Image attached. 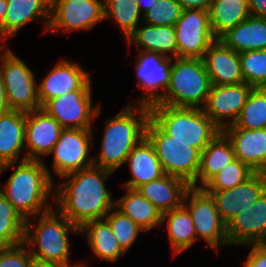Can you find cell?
<instances>
[{
  "label": "cell",
  "instance_id": "6da1fadb",
  "mask_svg": "<svg viewBox=\"0 0 266 267\" xmlns=\"http://www.w3.org/2000/svg\"><path fill=\"white\" fill-rule=\"evenodd\" d=\"M111 174L93 165L61 177L63 183L55 185L53 196L56 209L79 228L89 221L104 219L115 206L104 184Z\"/></svg>",
  "mask_w": 266,
  "mask_h": 267
},
{
  "label": "cell",
  "instance_id": "7a4b0ae2",
  "mask_svg": "<svg viewBox=\"0 0 266 267\" xmlns=\"http://www.w3.org/2000/svg\"><path fill=\"white\" fill-rule=\"evenodd\" d=\"M18 163L0 165V175L8 168L14 169L0 191L25 220L36 218L53 208L46 204L55 187L52 173L44 161L25 160Z\"/></svg>",
  "mask_w": 266,
  "mask_h": 267
},
{
  "label": "cell",
  "instance_id": "3957f363",
  "mask_svg": "<svg viewBox=\"0 0 266 267\" xmlns=\"http://www.w3.org/2000/svg\"><path fill=\"white\" fill-rule=\"evenodd\" d=\"M133 99L116 116L105 121V130L98 157L93 164L114 172L125 164L132 149L146 137L150 118L149 106L136 104Z\"/></svg>",
  "mask_w": 266,
  "mask_h": 267
},
{
  "label": "cell",
  "instance_id": "277c9868",
  "mask_svg": "<svg viewBox=\"0 0 266 267\" xmlns=\"http://www.w3.org/2000/svg\"><path fill=\"white\" fill-rule=\"evenodd\" d=\"M36 217H39L36 224L33 225L32 218H28L24 227L23 243L30 248L32 257L41 261L68 264V233L80 234V228L72 224L55 207Z\"/></svg>",
  "mask_w": 266,
  "mask_h": 267
},
{
  "label": "cell",
  "instance_id": "5b68a950",
  "mask_svg": "<svg viewBox=\"0 0 266 267\" xmlns=\"http://www.w3.org/2000/svg\"><path fill=\"white\" fill-rule=\"evenodd\" d=\"M149 110L150 118L167 135L201 152L221 132L202 108L153 104Z\"/></svg>",
  "mask_w": 266,
  "mask_h": 267
},
{
  "label": "cell",
  "instance_id": "8992f818",
  "mask_svg": "<svg viewBox=\"0 0 266 267\" xmlns=\"http://www.w3.org/2000/svg\"><path fill=\"white\" fill-rule=\"evenodd\" d=\"M212 83L200 58H175L170 84L156 104L172 107L203 108Z\"/></svg>",
  "mask_w": 266,
  "mask_h": 267
},
{
  "label": "cell",
  "instance_id": "52a82bcc",
  "mask_svg": "<svg viewBox=\"0 0 266 267\" xmlns=\"http://www.w3.org/2000/svg\"><path fill=\"white\" fill-rule=\"evenodd\" d=\"M146 137L154 145L165 174L179 177L189 185L196 180L201 157V151L198 148L174 140L151 118L146 125Z\"/></svg>",
  "mask_w": 266,
  "mask_h": 267
},
{
  "label": "cell",
  "instance_id": "ba28073f",
  "mask_svg": "<svg viewBox=\"0 0 266 267\" xmlns=\"http://www.w3.org/2000/svg\"><path fill=\"white\" fill-rule=\"evenodd\" d=\"M6 49L0 51V75L10 109L27 113L41 108L34 72L10 48Z\"/></svg>",
  "mask_w": 266,
  "mask_h": 267
},
{
  "label": "cell",
  "instance_id": "9c48e42d",
  "mask_svg": "<svg viewBox=\"0 0 266 267\" xmlns=\"http://www.w3.org/2000/svg\"><path fill=\"white\" fill-rule=\"evenodd\" d=\"M190 212L197 240L202 238L217 252L221 246L229 245L226 223L221 219L211 195L203 188L190 187L183 200Z\"/></svg>",
  "mask_w": 266,
  "mask_h": 267
},
{
  "label": "cell",
  "instance_id": "30bf717a",
  "mask_svg": "<svg viewBox=\"0 0 266 267\" xmlns=\"http://www.w3.org/2000/svg\"><path fill=\"white\" fill-rule=\"evenodd\" d=\"M102 20L104 0H51L48 31L90 30Z\"/></svg>",
  "mask_w": 266,
  "mask_h": 267
},
{
  "label": "cell",
  "instance_id": "8fae6325",
  "mask_svg": "<svg viewBox=\"0 0 266 267\" xmlns=\"http://www.w3.org/2000/svg\"><path fill=\"white\" fill-rule=\"evenodd\" d=\"M178 58H200L217 39L210 27L209 11L184 9L174 26Z\"/></svg>",
  "mask_w": 266,
  "mask_h": 267
},
{
  "label": "cell",
  "instance_id": "7c38bea8",
  "mask_svg": "<svg viewBox=\"0 0 266 267\" xmlns=\"http://www.w3.org/2000/svg\"><path fill=\"white\" fill-rule=\"evenodd\" d=\"M91 90H77L47 101L41 108L63 129L92 130V120L100 113V105L92 106Z\"/></svg>",
  "mask_w": 266,
  "mask_h": 267
},
{
  "label": "cell",
  "instance_id": "4fadbf2b",
  "mask_svg": "<svg viewBox=\"0 0 266 267\" xmlns=\"http://www.w3.org/2000/svg\"><path fill=\"white\" fill-rule=\"evenodd\" d=\"M92 130L63 129L59 140L50 154L53 157V171L60 178L93 166V157L89 154L90 144L93 146Z\"/></svg>",
  "mask_w": 266,
  "mask_h": 267
},
{
  "label": "cell",
  "instance_id": "5bb4252c",
  "mask_svg": "<svg viewBox=\"0 0 266 267\" xmlns=\"http://www.w3.org/2000/svg\"><path fill=\"white\" fill-rule=\"evenodd\" d=\"M253 88L245 82L233 85H212L202 109L222 131L236 122Z\"/></svg>",
  "mask_w": 266,
  "mask_h": 267
},
{
  "label": "cell",
  "instance_id": "9a60e30c",
  "mask_svg": "<svg viewBox=\"0 0 266 267\" xmlns=\"http://www.w3.org/2000/svg\"><path fill=\"white\" fill-rule=\"evenodd\" d=\"M138 60L136 62V74L138 87L145 89L137 104L151 106L162 98L164 89L166 92L170 84L172 57L150 51L138 50Z\"/></svg>",
  "mask_w": 266,
  "mask_h": 267
},
{
  "label": "cell",
  "instance_id": "2e32d148",
  "mask_svg": "<svg viewBox=\"0 0 266 267\" xmlns=\"http://www.w3.org/2000/svg\"><path fill=\"white\" fill-rule=\"evenodd\" d=\"M63 127L42 108L26 113L25 150L20 160L43 161L59 140Z\"/></svg>",
  "mask_w": 266,
  "mask_h": 267
},
{
  "label": "cell",
  "instance_id": "e0dca14e",
  "mask_svg": "<svg viewBox=\"0 0 266 267\" xmlns=\"http://www.w3.org/2000/svg\"><path fill=\"white\" fill-rule=\"evenodd\" d=\"M90 76L79 63L60 60L37 86L40 106L72 91L91 90Z\"/></svg>",
  "mask_w": 266,
  "mask_h": 267
},
{
  "label": "cell",
  "instance_id": "ac0fdd59",
  "mask_svg": "<svg viewBox=\"0 0 266 267\" xmlns=\"http://www.w3.org/2000/svg\"><path fill=\"white\" fill-rule=\"evenodd\" d=\"M229 245L266 243V191L226 224Z\"/></svg>",
  "mask_w": 266,
  "mask_h": 267
},
{
  "label": "cell",
  "instance_id": "d6986e66",
  "mask_svg": "<svg viewBox=\"0 0 266 267\" xmlns=\"http://www.w3.org/2000/svg\"><path fill=\"white\" fill-rule=\"evenodd\" d=\"M266 191V173L255 172L245 182L223 191H206L213 198L221 219L231 218L249 207Z\"/></svg>",
  "mask_w": 266,
  "mask_h": 267
},
{
  "label": "cell",
  "instance_id": "ffe728a7",
  "mask_svg": "<svg viewBox=\"0 0 266 267\" xmlns=\"http://www.w3.org/2000/svg\"><path fill=\"white\" fill-rule=\"evenodd\" d=\"M222 132L231 141L237 159L255 172L266 173V128L250 130L232 124Z\"/></svg>",
  "mask_w": 266,
  "mask_h": 267
},
{
  "label": "cell",
  "instance_id": "44dd1931",
  "mask_svg": "<svg viewBox=\"0 0 266 267\" xmlns=\"http://www.w3.org/2000/svg\"><path fill=\"white\" fill-rule=\"evenodd\" d=\"M212 85L243 83L239 53L216 39L202 58Z\"/></svg>",
  "mask_w": 266,
  "mask_h": 267
},
{
  "label": "cell",
  "instance_id": "7402d4cb",
  "mask_svg": "<svg viewBox=\"0 0 266 267\" xmlns=\"http://www.w3.org/2000/svg\"><path fill=\"white\" fill-rule=\"evenodd\" d=\"M51 0H7V12L3 23V43L31 21L43 20L48 31ZM6 40V41H5Z\"/></svg>",
  "mask_w": 266,
  "mask_h": 267
},
{
  "label": "cell",
  "instance_id": "603a6c76",
  "mask_svg": "<svg viewBox=\"0 0 266 267\" xmlns=\"http://www.w3.org/2000/svg\"><path fill=\"white\" fill-rule=\"evenodd\" d=\"M190 187L185 180L165 174L159 179L139 186L136 190L163 214L181 207Z\"/></svg>",
  "mask_w": 266,
  "mask_h": 267
},
{
  "label": "cell",
  "instance_id": "cb8c5ba5",
  "mask_svg": "<svg viewBox=\"0 0 266 267\" xmlns=\"http://www.w3.org/2000/svg\"><path fill=\"white\" fill-rule=\"evenodd\" d=\"M125 163H129L132 179L123 183V188L136 189L165 175L154 145L147 137L132 149Z\"/></svg>",
  "mask_w": 266,
  "mask_h": 267
},
{
  "label": "cell",
  "instance_id": "d4e9b609",
  "mask_svg": "<svg viewBox=\"0 0 266 267\" xmlns=\"http://www.w3.org/2000/svg\"><path fill=\"white\" fill-rule=\"evenodd\" d=\"M26 112L9 110L0 115V165L18 163L25 148Z\"/></svg>",
  "mask_w": 266,
  "mask_h": 267
},
{
  "label": "cell",
  "instance_id": "484cf974",
  "mask_svg": "<svg viewBox=\"0 0 266 267\" xmlns=\"http://www.w3.org/2000/svg\"><path fill=\"white\" fill-rule=\"evenodd\" d=\"M218 39L238 53L266 49V18L250 15Z\"/></svg>",
  "mask_w": 266,
  "mask_h": 267
},
{
  "label": "cell",
  "instance_id": "4316f807",
  "mask_svg": "<svg viewBox=\"0 0 266 267\" xmlns=\"http://www.w3.org/2000/svg\"><path fill=\"white\" fill-rule=\"evenodd\" d=\"M235 159L231 141L221 131L201 152L198 175L190 186L203 188L222 168ZM197 182H200L199 185Z\"/></svg>",
  "mask_w": 266,
  "mask_h": 267
},
{
  "label": "cell",
  "instance_id": "83f0119b",
  "mask_svg": "<svg viewBox=\"0 0 266 267\" xmlns=\"http://www.w3.org/2000/svg\"><path fill=\"white\" fill-rule=\"evenodd\" d=\"M134 32L127 38V45L135 43L137 50L150 51L166 57H178V46L174 26H156L140 23Z\"/></svg>",
  "mask_w": 266,
  "mask_h": 267
},
{
  "label": "cell",
  "instance_id": "f1b7e54d",
  "mask_svg": "<svg viewBox=\"0 0 266 267\" xmlns=\"http://www.w3.org/2000/svg\"><path fill=\"white\" fill-rule=\"evenodd\" d=\"M82 236L87 237L88 244L97 258L108 262H116L126 252L112 233L105 219L92 220L80 228Z\"/></svg>",
  "mask_w": 266,
  "mask_h": 267
},
{
  "label": "cell",
  "instance_id": "f546056e",
  "mask_svg": "<svg viewBox=\"0 0 266 267\" xmlns=\"http://www.w3.org/2000/svg\"><path fill=\"white\" fill-rule=\"evenodd\" d=\"M161 224L167 226L168 240L174 255L189 249L197 240L192 216L184 205L164 212Z\"/></svg>",
  "mask_w": 266,
  "mask_h": 267
},
{
  "label": "cell",
  "instance_id": "4dcf8cb0",
  "mask_svg": "<svg viewBox=\"0 0 266 267\" xmlns=\"http://www.w3.org/2000/svg\"><path fill=\"white\" fill-rule=\"evenodd\" d=\"M124 189L127 193L116 200L115 207L145 231L160 227L162 213L136 189Z\"/></svg>",
  "mask_w": 266,
  "mask_h": 267
},
{
  "label": "cell",
  "instance_id": "1f68e13d",
  "mask_svg": "<svg viewBox=\"0 0 266 267\" xmlns=\"http://www.w3.org/2000/svg\"><path fill=\"white\" fill-rule=\"evenodd\" d=\"M247 0H213L209 9L210 27L218 39L227 30L240 24L250 16Z\"/></svg>",
  "mask_w": 266,
  "mask_h": 267
},
{
  "label": "cell",
  "instance_id": "d6a6232c",
  "mask_svg": "<svg viewBox=\"0 0 266 267\" xmlns=\"http://www.w3.org/2000/svg\"><path fill=\"white\" fill-rule=\"evenodd\" d=\"M140 12L137 0H104L105 19H114L127 39L139 26ZM139 22V23H138Z\"/></svg>",
  "mask_w": 266,
  "mask_h": 267
},
{
  "label": "cell",
  "instance_id": "836d02e7",
  "mask_svg": "<svg viewBox=\"0 0 266 267\" xmlns=\"http://www.w3.org/2000/svg\"><path fill=\"white\" fill-rule=\"evenodd\" d=\"M26 220L0 191V241L5 246L23 243Z\"/></svg>",
  "mask_w": 266,
  "mask_h": 267
},
{
  "label": "cell",
  "instance_id": "e575fe53",
  "mask_svg": "<svg viewBox=\"0 0 266 267\" xmlns=\"http://www.w3.org/2000/svg\"><path fill=\"white\" fill-rule=\"evenodd\" d=\"M238 128L263 129L266 128V89L253 88L246 104L234 123Z\"/></svg>",
  "mask_w": 266,
  "mask_h": 267
},
{
  "label": "cell",
  "instance_id": "d590c367",
  "mask_svg": "<svg viewBox=\"0 0 266 267\" xmlns=\"http://www.w3.org/2000/svg\"><path fill=\"white\" fill-rule=\"evenodd\" d=\"M255 173L239 159L222 168L204 187L205 191H223L245 182Z\"/></svg>",
  "mask_w": 266,
  "mask_h": 267
},
{
  "label": "cell",
  "instance_id": "8d00e7d4",
  "mask_svg": "<svg viewBox=\"0 0 266 267\" xmlns=\"http://www.w3.org/2000/svg\"><path fill=\"white\" fill-rule=\"evenodd\" d=\"M244 82L254 88L266 87V49L239 53Z\"/></svg>",
  "mask_w": 266,
  "mask_h": 267
},
{
  "label": "cell",
  "instance_id": "74e56055",
  "mask_svg": "<svg viewBox=\"0 0 266 267\" xmlns=\"http://www.w3.org/2000/svg\"><path fill=\"white\" fill-rule=\"evenodd\" d=\"M104 219L111 227L112 233L119 242L121 248L128 252L130 247L136 241L138 234L145 232L131 218L124 215L115 206L106 214Z\"/></svg>",
  "mask_w": 266,
  "mask_h": 267
},
{
  "label": "cell",
  "instance_id": "f35d334b",
  "mask_svg": "<svg viewBox=\"0 0 266 267\" xmlns=\"http://www.w3.org/2000/svg\"><path fill=\"white\" fill-rule=\"evenodd\" d=\"M183 9L177 0H156L142 15V23L156 26H175Z\"/></svg>",
  "mask_w": 266,
  "mask_h": 267
},
{
  "label": "cell",
  "instance_id": "ab89813d",
  "mask_svg": "<svg viewBox=\"0 0 266 267\" xmlns=\"http://www.w3.org/2000/svg\"><path fill=\"white\" fill-rule=\"evenodd\" d=\"M24 243L0 250V267H31L32 255Z\"/></svg>",
  "mask_w": 266,
  "mask_h": 267
},
{
  "label": "cell",
  "instance_id": "60d3db41",
  "mask_svg": "<svg viewBox=\"0 0 266 267\" xmlns=\"http://www.w3.org/2000/svg\"><path fill=\"white\" fill-rule=\"evenodd\" d=\"M251 247L244 267H266V243L248 244Z\"/></svg>",
  "mask_w": 266,
  "mask_h": 267
},
{
  "label": "cell",
  "instance_id": "b9f144b4",
  "mask_svg": "<svg viewBox=\"0 0 266 267\" xmlns=\"http://www.w3.org/2000/svg\"><path fill=\"white\" fill-rule=\"evenodd\" d=\"M182 9H201L209 11L213 0H177Z\"/></svg>",
  "mask_w": 266,
  "mask_h": 267
},
{
  "label": "cell",
  "instance_id": "7bdbcfd3",
  "mask_svg": "<svg viewBox=\"0 0 266 267\" xmlns=\"http://www.w3.org/2000/svg\"><path fill=\"white\" fill-rule=\"evenodd\" d=\"M250 14L256 17L266 18V0H247Z\"/></svg>",
  "mask_w": 266,
  "mask_h": 267
},
{
  "label": "cell",
  "instance_id": "ee69618b",
  "mask_svg": "<svg viewBox=\"0 0 266 267\" xmlns=\"http://www.w3.org/2000/svg\"><path fill=\"white\" fill-rule=\"evenodd\" d=\"M9 110L11 109L7 101L5 85L0 75V115L8 112Z\"/></svg>",
  "mask_w": 266,
  "mask_h": 267
},
{
  "label": "cell",
  "instance_id": "f6af8a7d",
  "mask_svg": "<svg viewBox=\"0 0 266 267\" xmlns=\"http://www.w3.org/2000/svg\"><path fill=\"white\" fill-rule=\"evenodd\" d=\"M7 12V0H0V43H3V23Z\"/></svg>",
  "mask_w": 266,
  "mask_h": 267
},
{
  "label": "cell",
  "instance_id": "bcb514c9",
  "mask_svg": "<svg viewBox=\"0 0 266 267\" xmlns=\"http://www.w3.org/2000/svg\"><path fill=\"white\" fill-rule=\"evenodd\" d=\"M62 264L48 261H41L35 258L31 260V267H60Z\"/></svg>",
  "mask_w": 266,
  "mask_h": 267
},
{
  "label": "cell",
  "instance_id": "7dc6e473",
  "mask_svg": "<svg viewBox=\"0 0 266 267\" xmlns=\"http://www.w3.org/2000/svg\"><path fill=\"white\" fill-rule=\"evenodd\" d=\"M156 0H137V5L142 15L151 7Z\"/></svg>",
  "mask_w": 266,
  "mask_h": 267
},
{
  "label": "cell",
  "instance_id": "c3c4849f",
  "mask_svg": "<svg viewBox=\"0 0 266 267\" xmlns=\"http://www.w3.org/2000/svg\"><path fill=\"white\" fill-rule=\"evenodd\" d=\"M87 265H86V263H79V264H73V265H71V264H62L60 267H86Z\"/></svg>",
  "mask_w": 266,
  "mask_h": 267
},
{
  "label": "cell",
  "instance_id": "681fc988",
  "mask_svg": "<svg viewBox=\"0 0 266 267\" xmlns=\"http://www.w3.org/2000/svg\"><path fill=\"white\" fill-rule=\"evenodd\" d=\"M5 47H6L5 43L4 44L0 43V51Z\"/></svg>",
  "mask_w": 266,
  "mask_h": 267
},
{
  "label": "cell",
  "instance_id": "f907efd6",
  "mask_svg": "<svg viewBox=\"0 0 266 267\" xmlns=\"http://www.w3.org/2000/svg\"><path fill=\"white\" fill-rule=\"evenodd\" d=\"M5 247V245L0 241V250L2 249V248H4Z\"/></svg>",
  "mask_w": 266,
  "mask_h": 267
}]
</instances>
